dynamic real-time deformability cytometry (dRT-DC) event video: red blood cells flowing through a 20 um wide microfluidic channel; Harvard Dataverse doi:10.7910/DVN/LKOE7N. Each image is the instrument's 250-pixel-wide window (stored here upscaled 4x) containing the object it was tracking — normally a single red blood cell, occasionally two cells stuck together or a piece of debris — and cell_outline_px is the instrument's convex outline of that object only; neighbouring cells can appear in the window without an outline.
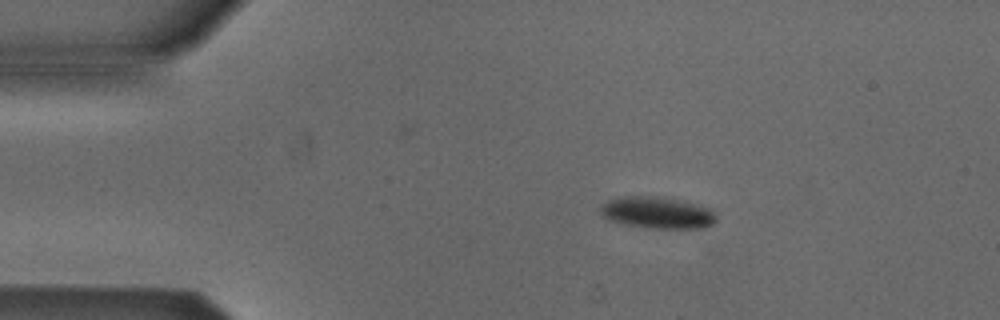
{"species": "Egyptian fruit bat (a non-hibernating species)", "species_latin": "Rousettus aegyptiacus", "temperature_condition": "cold", "stored_images_in_passage": 4, "camera_frame_rate_fps": 3000, "um_per_image_px": 0.085, "animal": {"sex": "male"}, "frame": {"image": 1, "passage_image": 2, "time_ms": 1.333, "image_size_px": [1000, 320], "cell_outline_px": [[716, 220], [712, 224], [700, 228], [652, 228], [624, 224], [608, 220], [600, 212], [600, 208], [608, 200], [632, 196], [652, 196], [684, 200], [712, 208]], "centroid_in_image_um": [55.91, 18.07], "position_along_channel_um": 29.1, "area_um2": 21.27}}